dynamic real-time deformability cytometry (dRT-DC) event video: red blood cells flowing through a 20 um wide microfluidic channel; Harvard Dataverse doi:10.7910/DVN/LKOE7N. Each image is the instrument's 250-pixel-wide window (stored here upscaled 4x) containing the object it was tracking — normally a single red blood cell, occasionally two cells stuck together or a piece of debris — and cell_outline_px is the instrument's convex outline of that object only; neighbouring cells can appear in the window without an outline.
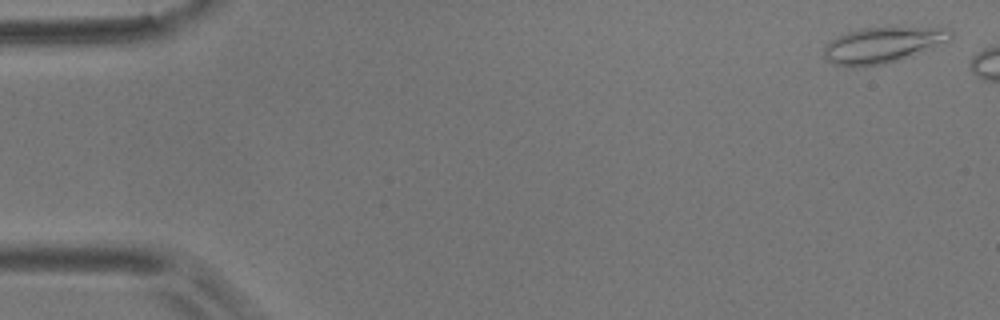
{"species": "common noctule bat (a hibernating species)", "species_latin": "Nyctalus noctula", "temperature_condition": "room temperature", "stored_images_in_passage": 6, "camera_frame_rate_fps": 3000, "um_per_image_px": 0.085, "animal": {"sex": "male", "body_mass_g": 17.9}, "frame": {"image": 1, "passage_image": 1, "time_ms": 0.0, "image_size_px": [1000, 320], "cell_outline_px": [[952, 40], [948, 44], [912, 56], [884, 64], [864, 68], [852, 68], [836, 64], [828, 60], [824, 56], [824, 48], [828, 40], [848, 32], [860, 28], [952, 28]], "centroid_in_image_um": [75.08, 3.85], "position_along_channel_um": 9.9, "area_um2": 26.99}}